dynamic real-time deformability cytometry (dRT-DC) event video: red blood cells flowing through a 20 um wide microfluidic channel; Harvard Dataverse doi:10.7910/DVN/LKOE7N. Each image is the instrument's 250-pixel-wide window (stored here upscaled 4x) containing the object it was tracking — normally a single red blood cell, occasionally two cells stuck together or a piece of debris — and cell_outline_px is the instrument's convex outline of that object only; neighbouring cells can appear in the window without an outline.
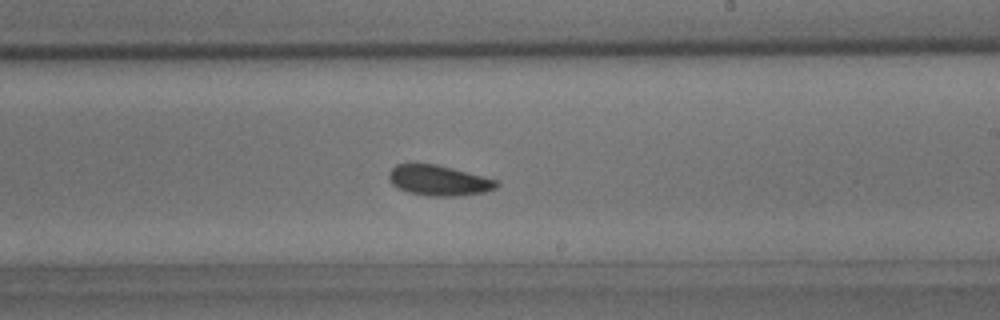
{"species": "common noctule bat (a hibernating species)", "species_latin": "Nyctalus noctula", "temperature_condition": "room temperature", "stored_images_in_passage": 47, "camera_frame_rate_fps": 3000, "um_per_image_px": 0.085, "animal": {"sex": "male", "body_mass_g": 15.6}, "frame": {"image": 1, "passage_image": 27, "time_ms": 8.667, "image_size_px": [1000, 320], "cell_outline_px": [[500, 184], [496, 188], [484, 192], [460, 196], [428, 196], [408, 192], [392, 184], [388, 180], [388, 172], [396, 164], [436, 164], [452, 168], [496, 180]], "centroid_in_image_um": [37.27, 15.34], "position_along_channel_um": 251.7, "area_um2": 18.96}}